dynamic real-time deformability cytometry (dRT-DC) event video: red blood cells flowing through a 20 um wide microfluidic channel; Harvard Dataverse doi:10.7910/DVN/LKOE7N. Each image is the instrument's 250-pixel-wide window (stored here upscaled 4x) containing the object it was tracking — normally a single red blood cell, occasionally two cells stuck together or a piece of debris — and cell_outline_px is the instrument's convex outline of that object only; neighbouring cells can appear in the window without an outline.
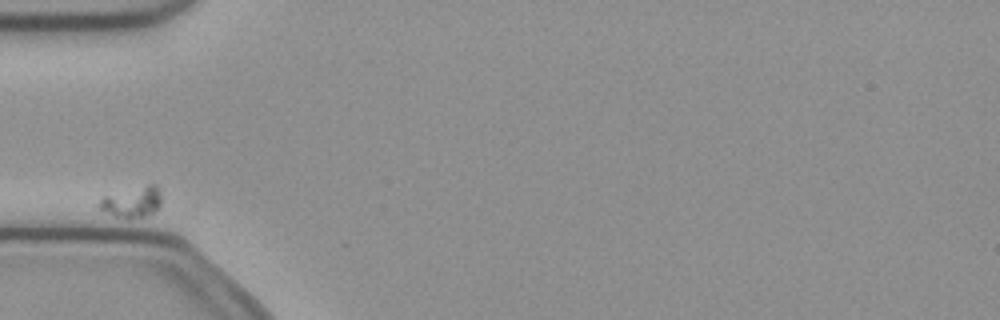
{"species": "common noctule bat (a hibernating species)", "species_latin": "Nyctalus noctula", "temperature_condition": "cold", "stored_images_in_passage": 3, "camera_frame_rate_fps": 3000, "um_per_image_px": 0.085, "animal": {"sex": "female", "body_mass_g": 21.9}, "frame": {"image": 1, "passage_image": 1, "time_ms": 0.0, "image_size_px": [1000, 320], "cell_outline_px": [[160, 204], [152, 212], [144, 216], [112, 216], [96, 208], [96, 204], [104, 196], [148, 184], [156, 184], [160, 188]], "centroid_in_image_um": [11.18, 17.14], "position_along_channel_um": 73.8, "area_um2": 10.87}}
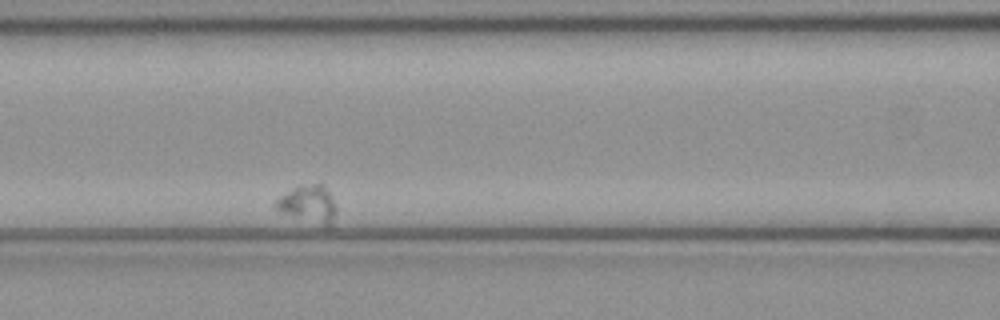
{"frame": {"image": 2, "passage_image": 3, "time_ms": 0.667, "image_size_px": [1000, 320], "cell_outline_px": [[336, 212], [332, 228], [324, 228], [284, 212], [276, 208], [272, 204], [280, 196], [292, 188], [312, 184], [324, 184], [332, 196], [336, 204]], "centroid_in_image_um": [26.29, 17.39], "position_along_channel_um": 140.3, "area_um2": 13.41}}